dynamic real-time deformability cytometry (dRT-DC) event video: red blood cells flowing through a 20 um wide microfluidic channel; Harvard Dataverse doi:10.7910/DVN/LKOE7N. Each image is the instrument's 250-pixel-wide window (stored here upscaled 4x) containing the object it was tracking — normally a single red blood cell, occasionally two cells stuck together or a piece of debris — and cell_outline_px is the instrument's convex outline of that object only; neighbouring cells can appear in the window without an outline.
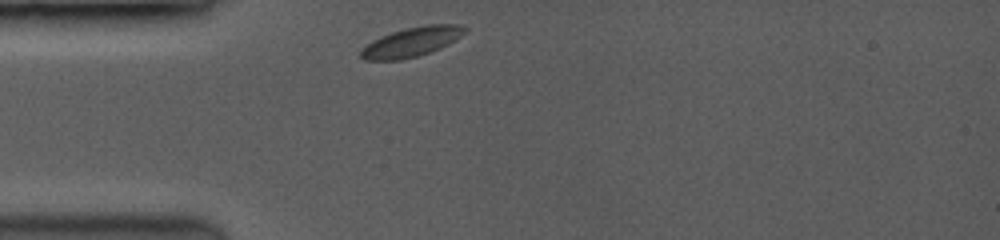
{"species": "common noctule bat (a hibernating species)", "species_latin": "Nyctalus noctula", "temperature_condition": "room temperature", "stored_images_in_passage": 5, "camera_frame_rate_fps": 3500, "um_per_image_px": 0.085, "animal": {"sex": "female", "body_mass_g": 19.0, "forearm_length_mm": 53.3}, "frame": {"image": 1, "passage_image": 1, "time_ms": 0.0, "image_size_px": [1000, 240], "cell_outline_px": [[468, 28], [460, 36], [448, 44], [440, 48], [416, 56], [400, 60], [364, 60], [360, 56], [360, 48], [372, 40], [380, 36], [404, 28], [428, 24], [464, 24]], "centroid_in_image_um": [34.96, 3.55], "position_along_channel_um": 50.0, "area_um2": 17.92}}